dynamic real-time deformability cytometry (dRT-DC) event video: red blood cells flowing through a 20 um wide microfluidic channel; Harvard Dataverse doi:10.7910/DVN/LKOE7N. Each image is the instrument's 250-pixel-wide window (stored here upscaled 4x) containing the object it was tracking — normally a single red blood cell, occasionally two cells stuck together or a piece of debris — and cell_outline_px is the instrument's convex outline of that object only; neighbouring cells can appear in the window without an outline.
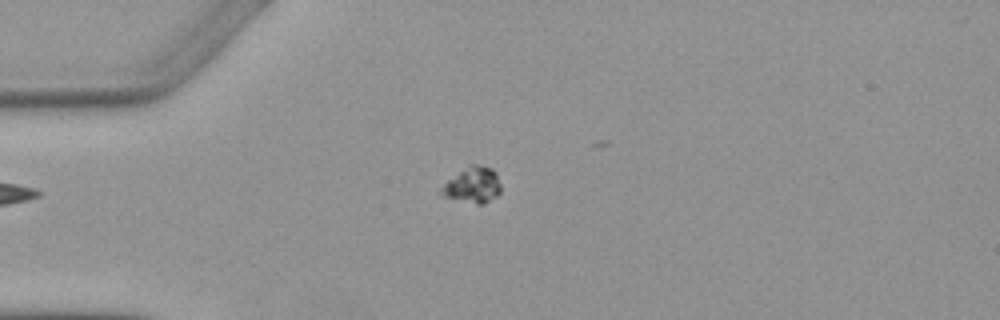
{"species": "Egyptian fruit bat (a non-hibernating species)", "species_latin": "Rousettus aegyptiacus", "temperature_condition": "warm", "stored_images_in_passage": 4, "camera_frame_rate_fps": 3000, "um_per_image_px": 0.085, "animal": {"sex": "female"}, "frame": {"image": 1, "passage_image": 4, "time_ms": 3.333, "image_size_px": [1000, 320], "cell_outline_px": [[500, 192], [496, 196], [484, 204], [476, 204], [440, 196], [436, 192], [448, 180], [468, 164], [480, 164], [492, 168], [496, 172], [500, 184]], "centroid_in_image_um": [40.14, 15.72], "position_along_channel_um": 44.9, "area_um2": 12.72}}